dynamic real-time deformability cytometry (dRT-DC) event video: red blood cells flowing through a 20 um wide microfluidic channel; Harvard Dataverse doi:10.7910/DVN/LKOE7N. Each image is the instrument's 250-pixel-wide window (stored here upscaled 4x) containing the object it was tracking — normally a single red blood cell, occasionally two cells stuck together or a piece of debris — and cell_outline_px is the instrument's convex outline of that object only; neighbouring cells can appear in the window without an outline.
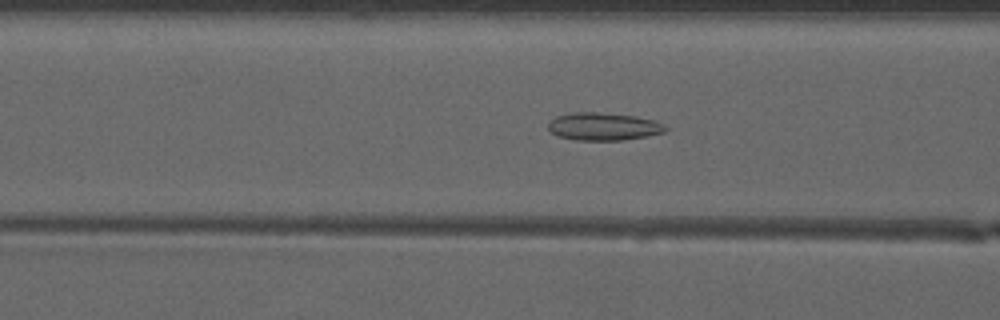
{"species": "common noctule bat (a hibernating species)", "species_latin": "Nyctalus noctula", "temperature_condition": "warm", "stored_images_in_passage": 44, "camera_frame_rate_fps": 3000, "um_per_image_px": 0.085, "animal": {"sex": "male", "forearm_length_mm": 52.5}, "frame": {"image": 1, "passage_image": 20, "time_ms": 6.333, "image_size_px": [1000, 320], "cell_outline_px": [[668, 128], [664, 132], [648, 136], [620, 140], [576, 140], [560, 136], [552, 132], [548, 128], [548, 124], [556, 116], [572, 112], [596, 112], [636, 116], [652, 120], [664, 124]], "centroid_in_image_um": [51.31, 10.75], "position_along_channel_um": 115.3, "area_um2": 18.79}}
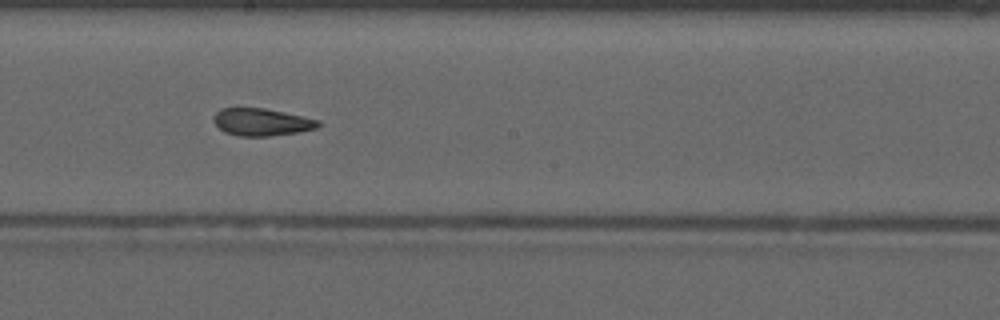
{"frame": {"image": 2, "passage_image": 28, "time_ms": 9.0, "image_size_px": [1000, 320], "cell_outline_px": [[320, 124], [316, 128], [296, 132], [272, 136], [236, 136], [224, 132], [212, 120], [212, 116], [220, 108], [264, 108], [304, 116], [320, 120]], "centroid_in_image_um": [22.21, 10.37], "position_along_channel_um": 226.0, "area_um2": 16.76}}
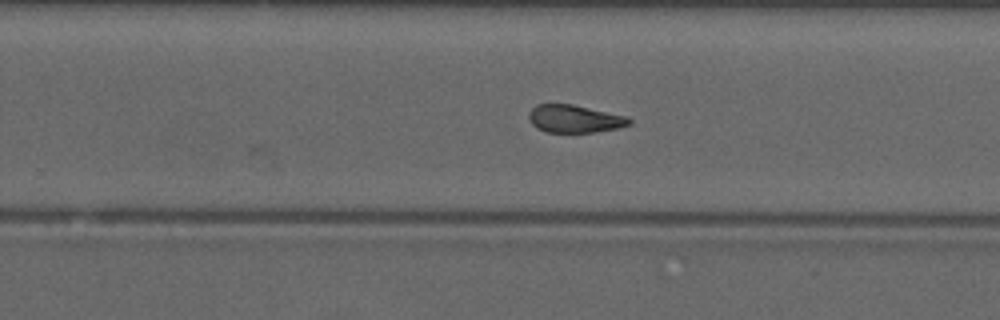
{"frame": {"image": 3, "passage_image": 32, "time_ms": 10.333, "image_size_px": [1000, 320], "cell_outline_px": [[632, 124], [616, 128], [592, 132], [544, 132], [536, 128], [528, 120], [528, 112], [536, 104], [572, 104], [628, 116], [632, 120]], "centroid_in_image_um": [48.81, 10.09], "position_along_channel_um": 281.0, "area_um2": 16.36}, "authors_computed_cell_mechanics": {"area_um2": 17.5134, "velocity_mm_per_s": 4.1403, "shape_relaxation_time_tau1_ms": null, "shape_relaxation_time_tau2_ms": 2.0807, "deformation_change_tau1": null, "deformation_change_tau2": 0.1053}}